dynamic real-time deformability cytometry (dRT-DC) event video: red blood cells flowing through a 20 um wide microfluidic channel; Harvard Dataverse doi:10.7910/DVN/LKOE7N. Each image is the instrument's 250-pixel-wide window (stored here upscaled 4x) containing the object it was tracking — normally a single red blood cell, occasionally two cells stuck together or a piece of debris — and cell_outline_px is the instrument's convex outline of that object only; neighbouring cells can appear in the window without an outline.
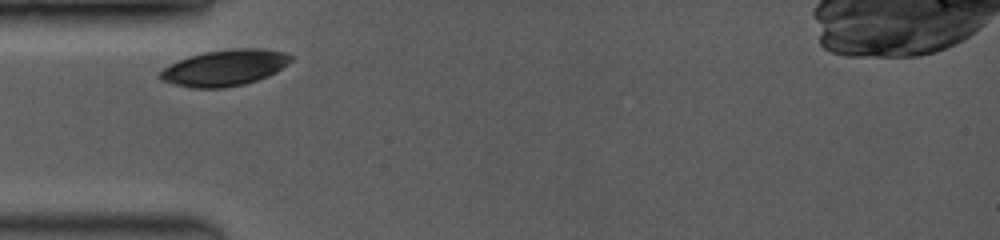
{"species": "common noctule bat (a hibernating species)", "species_latin": "Nyctalus noctula", "temperature_condition": "room temperature", "stored_images_in_passage": 19, "camera_frame_rate_fps": 3500, "um_per_image_px": 0.085, "animal": {"sex": "female", "body_mass_g": 19.0, "forearm_length_mm": 53.3}, "frame": {"image": 1, "passage_image": 1, "time_ms": 0.0, "image_size_px": [1000, 240], "cell_outline_px": [[292, 60], [288, 64], [276, 72], [268, 76], [244, 84], [224, 88], [192, 88], [160, 80], [160, 72], [164, 68], [188, 56], [204, 52], [232, 48], [264, 48], [284, 52], [292, 56]], "centroid_in_image_um": [19.14, 5.75], "position_along_channel_um": 65.9, "area_um2": 27.46}}
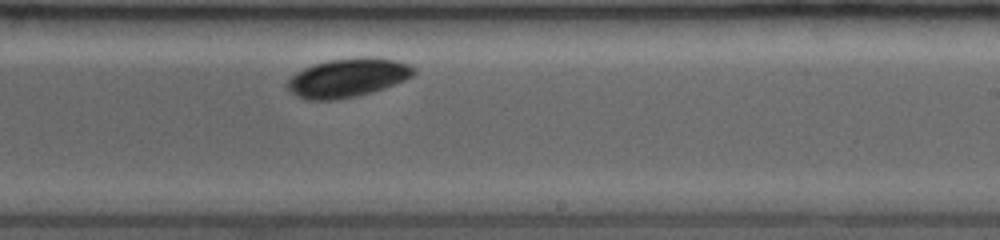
{"frame": {"image": 2, "passage_image": 11, "time_ms": 5.143, "image_size_px": [1000, 240], "cell_outline_px": [[416, 72], [412, 76], [404, 80], [384, 88], [372, 92], [356, 96], [336, 100], [304, 100], [296, 96], [284, 84], [296, 72], [312, 64], [328, 60], [396, 60], [408, 64], [416, 68]], "centroid_in_image_um": [29.49, 6.66], "position_along_channel_um": 259.5, "area_um2": 27.74}}
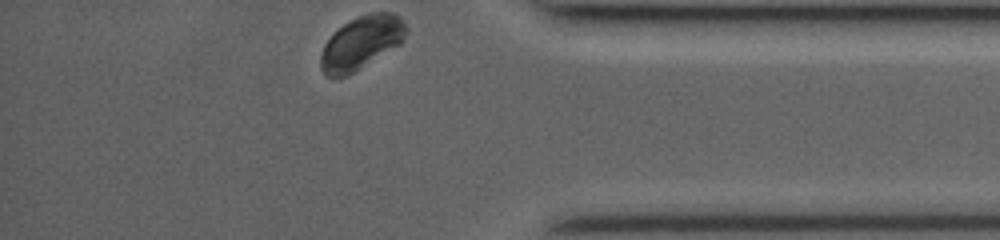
{"frame": {"image": 3, "passage_image": 19, "time_ms": 9.143, "image_size_px": [1000, 240], "cell_outline_px": [[408, 32], [400, 44], [352, 72], [344, 76], [328, 76], [320, 68], [320, 56], [324, 44], [344, 24], [368, 12], [392, 12], [400, 16], [404, 20], [408, 28]], "centroid_in_image_um": [30.75, 3.59], "position_along_channel_um": 404.4, "area_um2": 25.95}}